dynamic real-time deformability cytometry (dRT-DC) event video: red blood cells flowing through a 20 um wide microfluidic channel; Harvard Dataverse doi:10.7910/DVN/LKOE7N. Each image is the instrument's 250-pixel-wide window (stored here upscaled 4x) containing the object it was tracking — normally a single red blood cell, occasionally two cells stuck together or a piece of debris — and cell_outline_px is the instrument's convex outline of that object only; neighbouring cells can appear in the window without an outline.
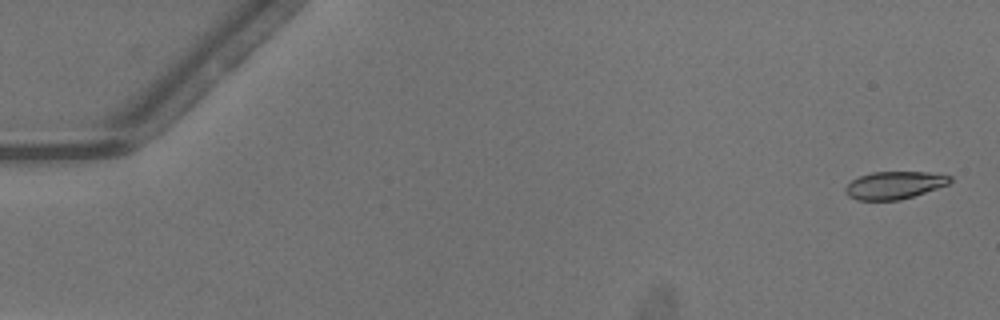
{"species": "common noctule bat (a hibernating species)", "species_latin": "Nyctalus noctula", "temperature_condition": "warm", "stored_images_in_passage": 51, "camera_frame_rate_fps": 3000, "um_per_image_px": 0.085, "animal": {"sex": "male", "body_mass_g": 13.3}, "frame": {"image": 1, "passage_image": 2, "time_ms": 0.333, "image_size_px": [1000, 320], "cell_outline_px": [[952, 180], [948, 184], [900, 200], [856, 200], [848, 196], [844, 192], [844, 188], [852, 180], [860, 176], [872, 172], [928, 172], [952, 176]], "centroid_in_image_um": [75.99, 15.74], "position_along_channel_um": 9.0, "area_um2": 16.7}}
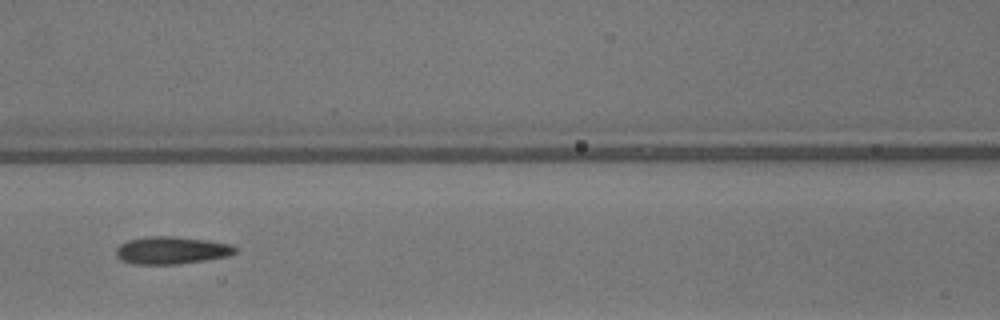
{"frame": {"image": 2, "passage_image": 24, "time_ms": 7.667, "image_size_px": [1000, 320], "cell_outline_px": [[236, 252], [228, 256], [180, 264], [136, 264], [120, 260], [116, 256], [116, 248], [120, 244], [128, 240], [144, 236], [176, 236], [208, 240], [232, 244], [236, 248]], "centroid_in_image_um": [14.56, 21.26], "position_along_channel_um": 152.0, "area_um2": 19.25}}
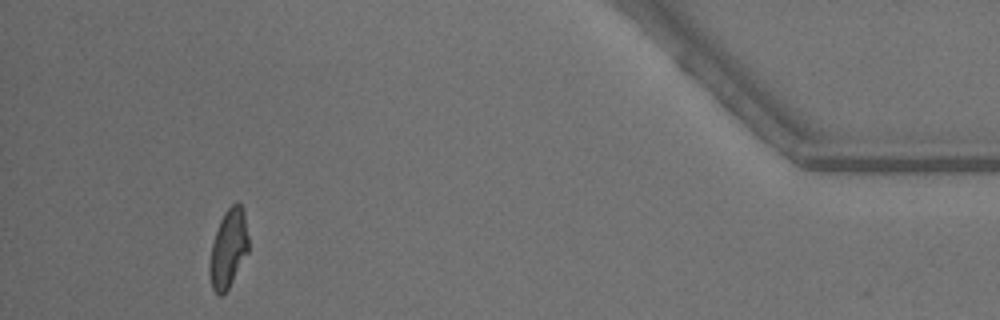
{"frame": {"image": 3, "passage_image": 48, "time_ms": 15.667, "image_size_px": [1000, 320], "cell_outline_px": [[248, 252], [228, 288], [220, 296], [212, 288], [208, 272], [208, 268], [212, 244], [220, 220], [224, 212], [232, 204], [240, 204], [244, 212], [248, 236]], "centroid_in_image_um": [19.4, 21.13], "position_along_channel_um": 415.8, "area_um2": 17.51}, "authors_computed_cell_mechanics": {"area_um2": 18.3226, "velocity_mm_per_s": 4.1348, "shape_relaxation_time_tau1_ms": 4.6629, "shape_relaxation_time_tau2_ms": 1.8481, "deformation_change_tau1": 0.1762, "deformation_change_tau2": 0.0897}}